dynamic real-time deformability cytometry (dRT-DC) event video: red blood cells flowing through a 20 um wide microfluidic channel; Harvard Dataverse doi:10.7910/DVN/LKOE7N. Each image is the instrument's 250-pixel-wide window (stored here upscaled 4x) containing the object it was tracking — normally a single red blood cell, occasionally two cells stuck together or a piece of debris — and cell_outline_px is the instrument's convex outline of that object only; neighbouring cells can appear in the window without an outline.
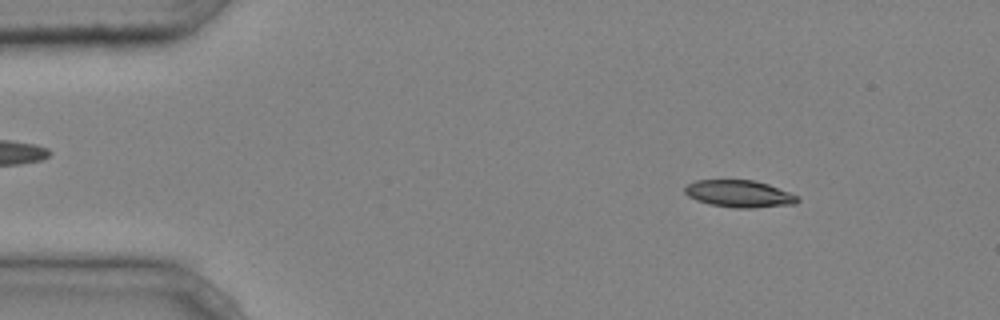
{"species": "common noctule bat (a hibernating species)", "species_latin": "Nyctalus noctula", "temperature_condition": "cold", "stored_images_in_passage": 45, "camera_frame_rate_fps": 3000, "um_per_image_px": 0.085, "animal": {"sex": "male", "body_mass_g": 20.4}, "frame": {"image": 1, "passage_image": 6, "time_ms": 1.667, "image_size_px": [1000, 320], "cell_outline_px": [[800, 200], [796, 204], [752, 208], [736, 208], [712, 204], [696, 200], [688, 196], [684, 192], [684, 188], [688, 184], [696, 180], [752, 180], [768, 184], [800, 196]], "centroid_in_image_um": [62.87, 16.47], "position_along_channel_um": 22.1, "area_um2": 17.8}}
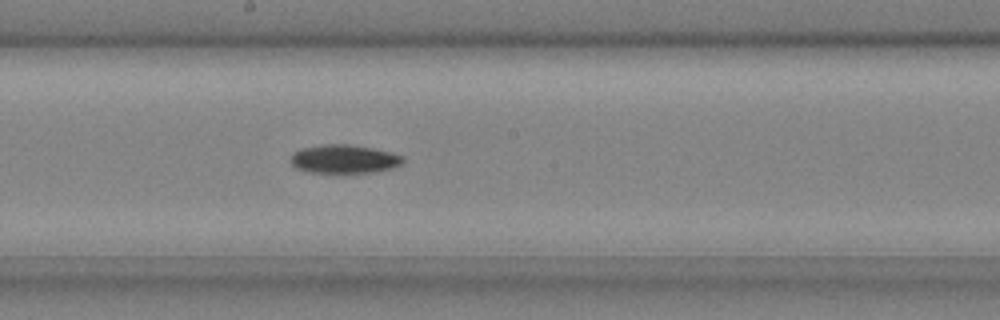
{"frame": {"image": 2, "passage_image": 25, "time_ms": 8.0, "image_size_px": [1000, 320], "cell_outline_px": [[404, 160], [400, 164], [392, 168], [372, 172], [308, 172], [296, 168], [288, 160], [292, 152], [300, 148], [324, 144], [348, 144], [372, 148], [392, 152], [404, 156]], "centroid_in_image_um": [29.2, 13.5], "position_along_channel_um": 219.0, "area_um2": 18.79}}
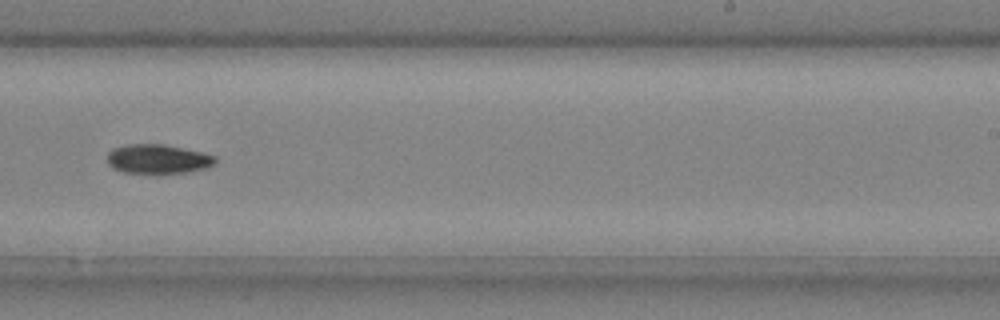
{"frame": {"image": 3, "passage_image": 29, "time_ms": 9.333, "image_size_px": [1000, 320], "cell_outline_px": [[216, 164], [208, 168], [188, 172], [156, 176], [124, 172], [112, 168], [108, 164], [108, 152], [112, 148], [124, 144], [164, 144], [200, 152], [216, 156]], "centroid_in_image_um": [13.41, 13.56], "position_along_channel_um": 275.6, "area_um2": 19.25}, "authors_computed_cell_mechanics": {"area_um2": 17.8602, "velocity_mm_per_s": 4.251, "shape_relaxation_time_tau1_ms": 4.185, "shape_relaxation_time_tau2_ms": null, "deformation_change_tau1": 0.1291, "deformation_change_tau2": null}}